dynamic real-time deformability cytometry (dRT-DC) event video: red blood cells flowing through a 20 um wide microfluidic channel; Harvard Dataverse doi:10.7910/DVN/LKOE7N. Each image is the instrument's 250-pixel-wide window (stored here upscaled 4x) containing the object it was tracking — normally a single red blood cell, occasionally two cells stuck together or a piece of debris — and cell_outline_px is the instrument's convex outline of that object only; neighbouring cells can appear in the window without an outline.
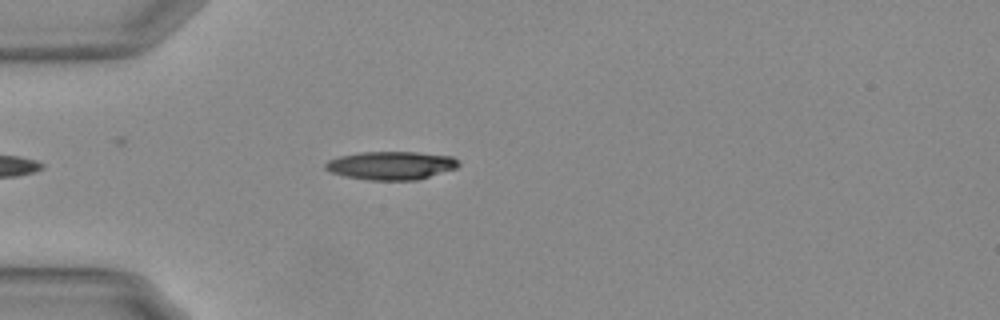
{"species": "Egyptian fruit bat (a non-hibernating species)", "species_latin": "Rousettus aegyptiacus", "temperature_condition": "warm", "stored_images_in_passage": 36, "camera_frame_rate_fps": 3000, "um_per_image_px": 0.085, "animal": {"sex": "female"}, "frame": {"image": 1, "passage_image": 2, "time_ms": 0.333, "image_size_px": [1000, 320], "cell_outline_px": [[460, 164], [456, 168], [416, 180], [368, 180], [344, 176], [332, 172], [324, 168], [324, 164], [328, 160], [340, 156], [360, 152], [416, 152], [452, 156]], "centroid_in_image_um": [33.21, 14.06], "position_along_channel_um": 51.8, "area_um2": 21.85}}
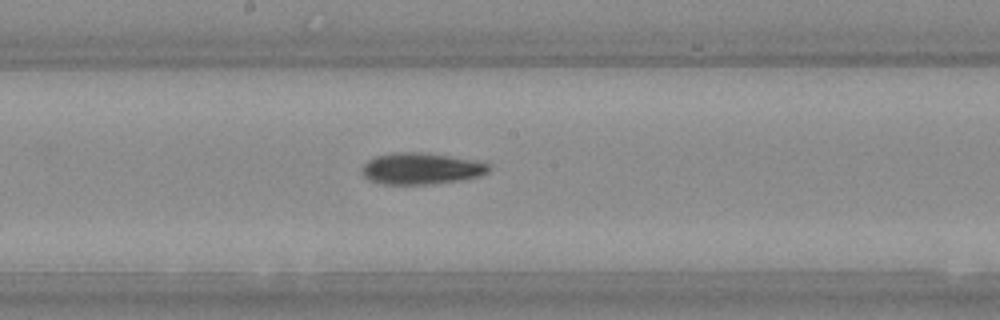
{"frame": {"image": 2, "passage_image": 16, "time_ms": 5.0, "image_size_px": [1000, 320], "cell_outline_px": [[488, 172], [476, 176], [460, 180], [428, 184], [380, 184], [368, 180], [360, 172], [360, 168], [368, 160], [376, 156], [392, 152], [424, 152], [448, 156], [488, 164]], "centroid_in_image_um": [35.67, 14.33], "position_along_channel_um": 212.5, "area_um2": 23.0}}
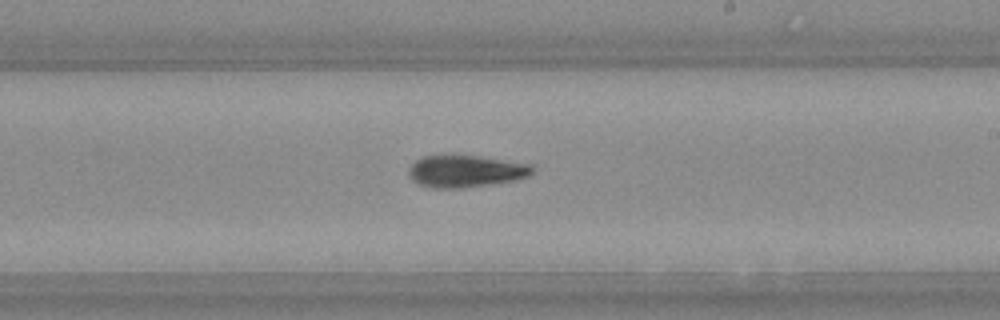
{"frame": {"image": 3, "passage_image": 19, "time_ms": 6.0, "image_size_px": [1000, 320], "cell_outline_px": [[532, 172], [528, 176], [516, 180], [492, 184], [460, 188], [432, 188], [420, 184], [412, 180], [408, 176], [408, 168], [416, 160], [424, 156], [480, 156], [532, 164]], "centroid_in_image_um": [39.57, 14.56], "position_along_channel_um": 249.4, "area_um2": 23.0}, "authors_computed_cell_mechanics": {"area_um2": 22.4842, "velocity_mm_per_s": 3.7227, "shape_relaxation_time_tau1_ms": 3.407, "shape_relaxation_time_tau2_ms": 10.3965, "deformation_change_tau1": 0.1531, "deformation_change_tau2": 0.2257}}